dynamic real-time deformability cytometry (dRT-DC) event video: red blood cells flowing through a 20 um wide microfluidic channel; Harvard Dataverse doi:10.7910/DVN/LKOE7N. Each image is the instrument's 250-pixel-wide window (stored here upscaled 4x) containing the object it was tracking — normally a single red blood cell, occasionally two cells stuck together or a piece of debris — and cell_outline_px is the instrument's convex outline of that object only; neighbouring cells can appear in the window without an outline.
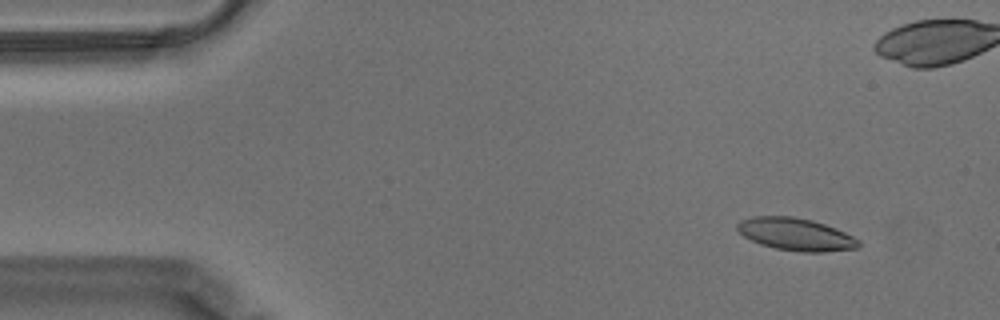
{"species": "Egyptian fruit bat (a non-hibernating species)", "species_latin": "Rousettus aegyptiacus", "temperature_condition": "warm", "stored_images_in_passage": 59, "camera_frame_rate_fps": 3000, "um_per_image_px": 0.085, "animal": {"sex": "male"}, "frame": {"image": 1, "passage_image": 6, "time_ms": 1.667, "image_size_px": [1000, 320], "cell_outline_px": [[860, 248], [824, 252], [800, 252], [776, 248], [760, 244], [744, 236], [736, 228], [736, 224], [740, 220], [752, 216], [792, 216], [812, 220], [836, 228], [860, 240]], "centroid_in_image_um": [67.65, 19.91], "position_along_channel_um": 17.3, "area_um2": 23.0}}
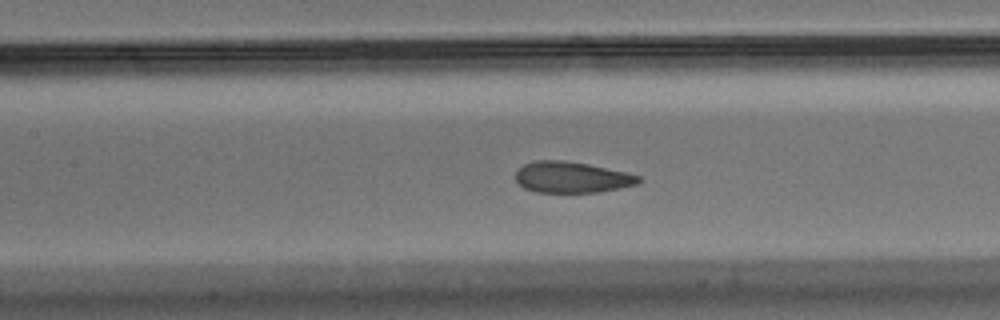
{"frame": {"image": 2, "passage_image": 26, "time_ms": 8.333, "image_size_px": [1000, 320], "cell_outline_px": [[644, 180], [636, 184], [620, 188], [596, 192], [536, 192], [524, 188], [516, 180], [516, 168], [524, 164], [536, 160], [564, 160], [588, 164], [624, 172], [640, 176]], "centroid_in_image_um": [48.57, 15.06], "position_along_channel_um": 158.8, "area_um2": 22.25}}
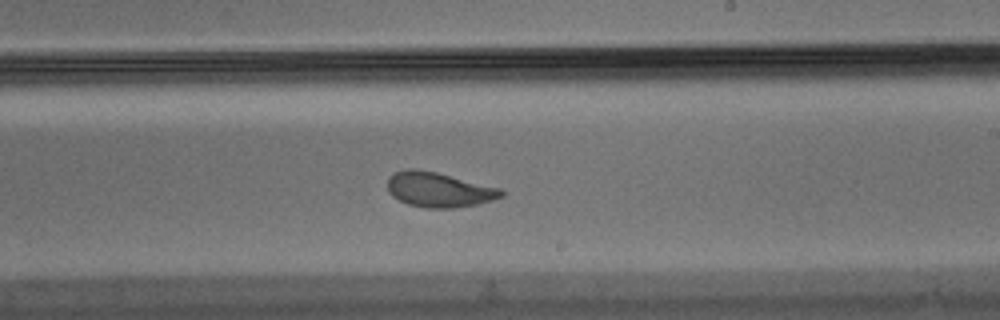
{"frame": {"image": 3, "passage_image": 34, "time_ms": 11.0, "image_size_px": [1000, 320], "cell_outline_px": [[504, 196], [492, 200], [476, 204], [452, 208], [424, 208], [408, 204], [392, 196], [388, 192], [388, 176], [396, 172], [408, 168], [416, 168], [436, 172], [500, 188], [504, 192]], "centroid_in_image_um": [37.28, 16.12], "position_along_channel_um": 251.7, "area_um2": 23.06}, "authors_computed_cell_mechanics": {"area_um2": 23.2356, "velocity_mm_per_s": 3.497, "shape_relaxation_time_tau1_ms": 4.0971, "shape_relaxation_time_tau2_ms": 1.3841, "deformation_change_tau1": 0.1382, "deformation_change_tau2": 0.0711}}